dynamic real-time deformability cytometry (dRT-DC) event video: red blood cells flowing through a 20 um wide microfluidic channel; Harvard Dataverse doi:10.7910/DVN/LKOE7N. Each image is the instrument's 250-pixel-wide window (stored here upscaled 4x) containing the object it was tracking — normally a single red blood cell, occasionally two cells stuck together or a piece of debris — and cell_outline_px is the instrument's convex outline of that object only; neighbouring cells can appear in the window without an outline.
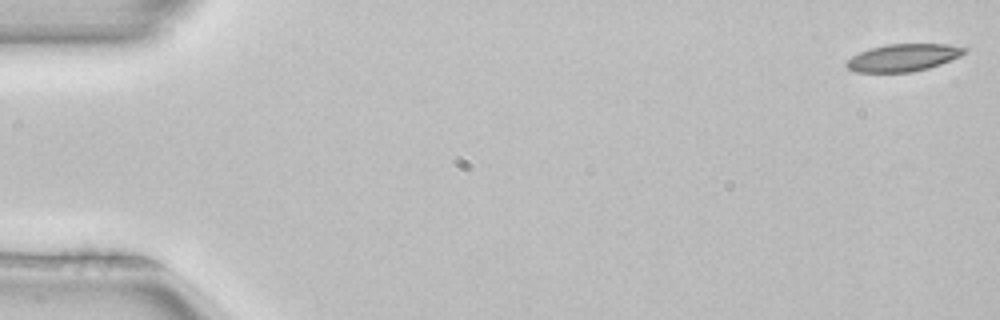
{"species": "common noctule bat (a hibernating species)", "species_latin": "Nyctalus noctula", "temperature_condition": "room temperature", "stored_images_in_passage": 3, "camera_frame_rate_fps": 3000, "um_per_image_px": 0.085, "animal": {"sex": "female", "body_mass_g": 22.7, "forearm_length_mm": 54.2}, "frame": {"image": 1, "passage_image": 1, "time_ms": 0.0, "image_size_px": [1000, 320], "cell_outline_px": [[968, 52], [960, 56], [940, 64], [928, 68], [912, 72], [856, 72], [848, 68], [844, 64], [852, 56], [860, 52], [872, 48], [888, 44], [948, 44], [968, 48]], "centroid_in_image_um": [76.8, 4.89], "position_along_channel_um": 8.2, "area_um2": 18.73}}
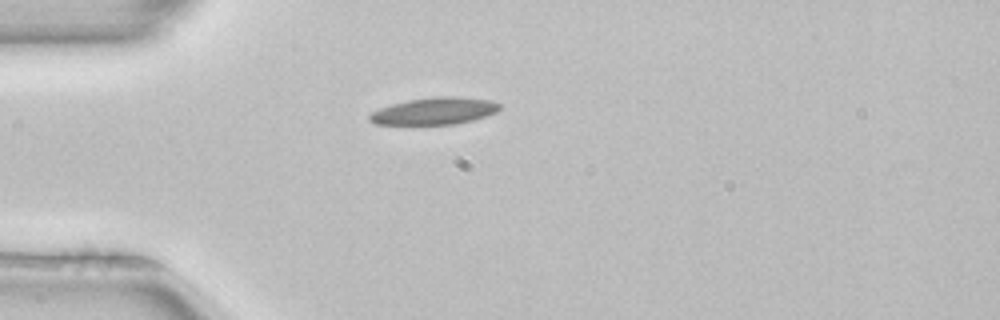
{"frame": {"image": 2, "passage_image": 3, "time_ms": 0.667, "image_size_px": [1000, 320], "cell_outline_px": [[500, 108], [496, 112], [472, 120], [456, 124], [412, 128], [376, 124], [368, 120], [368, 116], [372, 112], [380, 108], [392, 104], [412, 100], [440, 96], [456, 96], [488, 100], [500, 104]], "centroid_in_image_um": [36.83, 9.51], "position_along_channel_um": 48.2, "area_um2": 21.27}}